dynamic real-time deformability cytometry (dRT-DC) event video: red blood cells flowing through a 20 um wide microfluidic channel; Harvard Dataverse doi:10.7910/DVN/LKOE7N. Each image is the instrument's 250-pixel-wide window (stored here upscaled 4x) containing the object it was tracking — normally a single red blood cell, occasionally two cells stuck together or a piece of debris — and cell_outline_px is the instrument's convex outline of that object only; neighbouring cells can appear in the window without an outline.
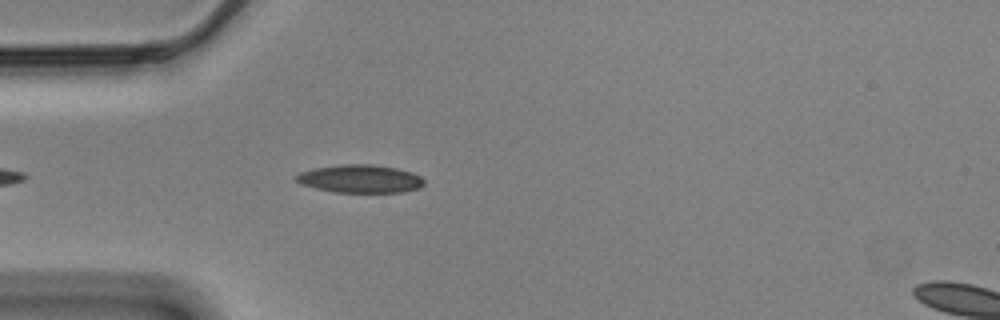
{"species": "Egyptian fruit bat (a non-hibernating species)", "species_latin": "Rousettus aegyptiacus", "temperature_condition": "cold", "stored_images_in_passage": 19, "camera_frame_rate_fps": 3000, "um_per_image_px": 0.085, "animal": {"sex": "male"}, "frame": {"image": 1, "passage_image": 6, "time_ms": 1.667, "image_size_px": [1000, 320], "cell_outline_px": [[424, 184], [420, 188], [404, 192], [336, 192], [316, 188], [300, 184], [296, 180], [296, 176], [300, 172], [312, 168], [344, 164], [372, 164], [396, 168], [412, 172], [420, 176], [424, 180]], "centroid_in_image_um": [30.63, 15.19], "position_along_channel_um": 54.4, "area_um2": 20.92}}
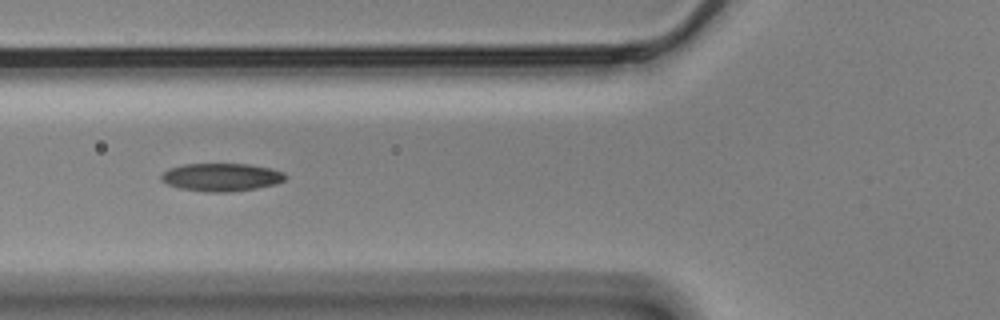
{"frame": {"image": 2, "passage_image": 11, "time_ms": 3.333, "image_size_px": [1000, 320], "cell_outline_px": [[288, 176], [284, 180], [276, 184], [256, 188], [228, 192], [208, 192], [180, 188], [168, 184], [160, 180], [160, 176], [168, 168], [184, 164], [248, 164], [272, 168], [284, 172]], "centroid_in_image_um": [18.83, 15.05], "position_along_channel_um": 107.0, "area_um2": 20.29}}
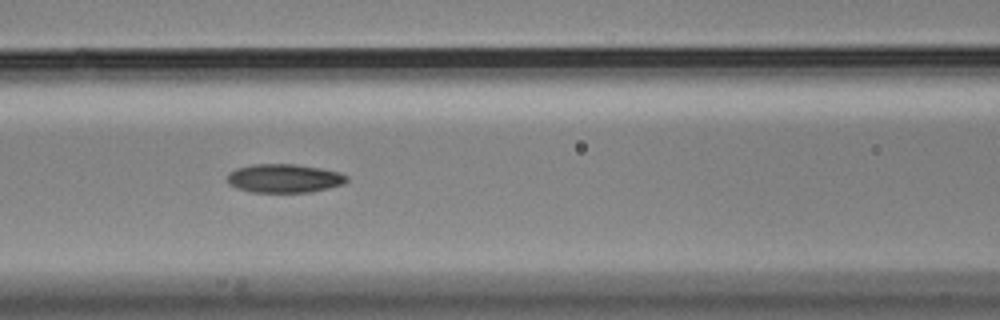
{"frame": {"image": 3, "passage_image": 14, "time_ms": 4.333, "image_size_px": [1000, 320], "cell_outline_px": [[348, 180], [344, 184], [312, 192], [252, 192], [236, 188], [228, 184], [228, 172], [236, 168], [252, 164], [296, 164], [320, 168], [340, 172], [348, 176]], "centroid_in_image_um": [24.16, 15.16], "position_along_channel_um": 142.4, "area_um2": 20.11}}